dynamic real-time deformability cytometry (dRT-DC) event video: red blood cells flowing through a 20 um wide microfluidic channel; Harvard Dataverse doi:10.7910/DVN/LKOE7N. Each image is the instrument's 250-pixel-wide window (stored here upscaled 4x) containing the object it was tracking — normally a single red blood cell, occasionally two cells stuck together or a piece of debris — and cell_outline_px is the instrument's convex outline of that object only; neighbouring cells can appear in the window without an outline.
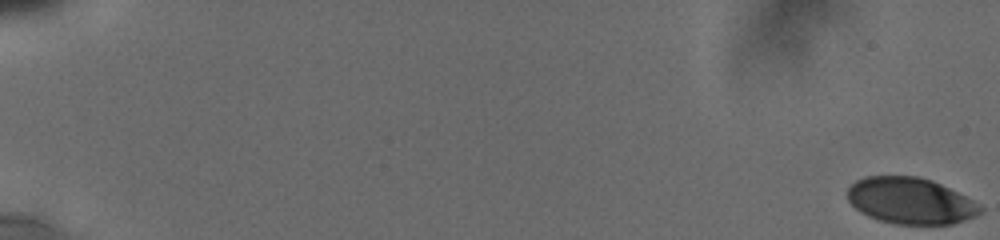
{"species": "human", "species_latin": "Homo sapiens", "temperature_condition": "cold", "stored_images_in_passage": 31, "camera_frame_rate_fps": 3000, "um_per_image_px": 0.085, "donor": {"sex": "male"}, "frame": {"image": 1, "passage_image": 1, "time_ms": 0.0, "image_size_px": [1000, 240], "cell_outline_px": [[984, 212], [976, 216], [952, 224], [896, 224], [880, 220], [868, 216], [860, 212], [848, 200], [848, 188], [856, 180], [864, 176], [916, 176], [932, 180], [980, 204], [984, 208]], "centroid_in_image_um": [77.4, 17.07], "position_along_channel_um": 7.6, "area_um2": 35.78}}
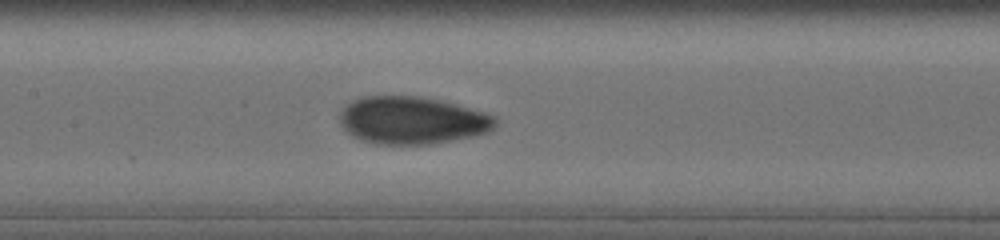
{"frame": {"image": 2, "passage_image": 17, "time_ms": 10.0, "image_size_px": [1000, 240], "cell_outline_px": [[496, 124], [488, 132], [472, 136], [432, 144], [376, 144], [360, 140], [352, 136], [340, 124], [340, 112], [352, 100], [364, 96], [416, 96], [440, 100], [456, 104], [496, 116]], "centroid_in_image_um": [35.01, 10.23], "position_along_channel_um": 172.4, "area_um2": 42.95}}
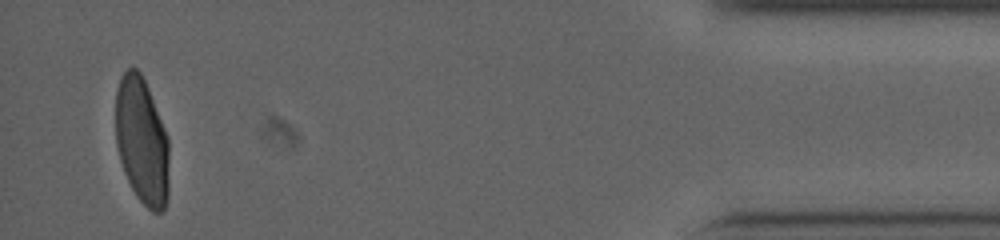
{"frame": {"image": 3, "passage_image": 31, "time_ms": 18.333, "image_size_px": [1000, 240], "cell_outline_px": [[168, 196], [164, 212], [152, 212], [136, 196], [124, 172], [120, 160], [116, 144], [116, 92], [120, 76], [128, 68], [136, 68], [140, 72], [148, 88], [168, 136]], "centroid_in_image_um": [12.06, 12.0], "position_along_channel_um": 423.1, "area_um2": 39.65}, "authors_computed_cell_mechanics": {"area_um2": 40.8646, "velocity_mm_per_s": 3.7971, "shape_relaxation_time_tau1_ms": 5.855, "shape_relaxation_time_tau2_ms": null, "deformation_change_tau1": 0.172, "deformation_change_tau2": null}}